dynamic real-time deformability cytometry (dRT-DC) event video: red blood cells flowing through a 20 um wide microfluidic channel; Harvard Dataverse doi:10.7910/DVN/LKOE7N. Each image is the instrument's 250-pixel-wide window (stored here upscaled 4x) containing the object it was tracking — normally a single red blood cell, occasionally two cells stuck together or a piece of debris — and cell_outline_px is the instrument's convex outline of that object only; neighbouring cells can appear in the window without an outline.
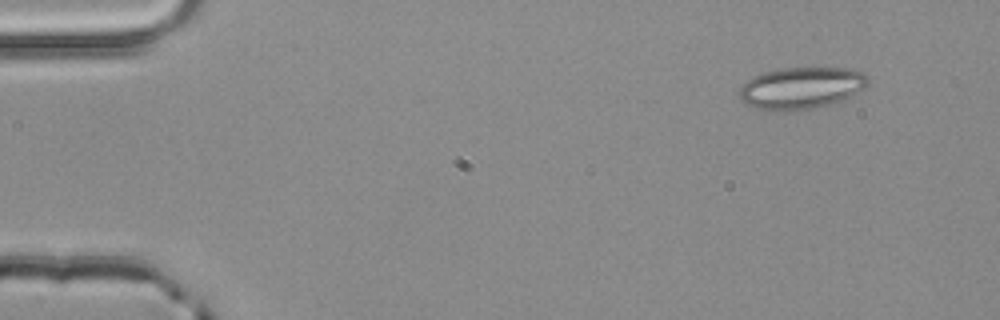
{"species": "common noctule bat (a hibernating species)", "species_latin": "Nyctalus noctula", "temperature_condition": "room temperature", "stored_images_in_passage": 4, "camera_frame_rate_fps": 3000, "um_per_image_px": 0.085, "animal": {"sex": "male", "body_mass_g": 20.4}, "frame": {"image": 1, "passage_image": 2, "time_ms": 0.333, "image_size_px": [1000, 320], "cell_outline_px": [[868, 84], [864, 88], [852, 96], [828, 104], [812, 108], [788, 112], [764, 112], [740, 100], [740, 88], [752, 76], [764, 72], [780, 68], [852, 68], [864, 72], [868, 76]], "centroid_in_image_um": [68.1, 7.49], "position_along_channel_um": 16.9, "area_um2": 31.73}}
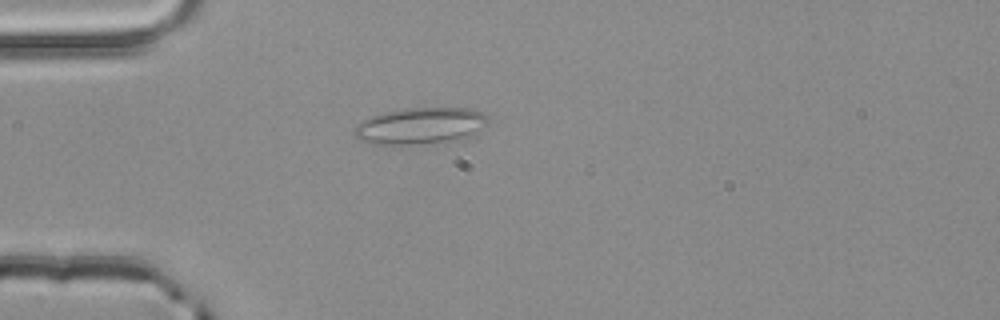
{"frame": {"image": 2, "passage_image": 4, "time_ms": 1.0, "image_size_px": [1000, 320], "cell_outline_px": [[488, 124], [484, 128], [472, 136], [448, 140], [408, 144], [372, 144], [360, 140], [352, 132], [356, 124], [360, 120], [384, 112], [404, 108], [468, 108], [484, 112], [488, 116]], "centroid_in_image_um": [35.73, 10.67], "position_along_channel_um": 49.3, "area_um2": 28.5}}